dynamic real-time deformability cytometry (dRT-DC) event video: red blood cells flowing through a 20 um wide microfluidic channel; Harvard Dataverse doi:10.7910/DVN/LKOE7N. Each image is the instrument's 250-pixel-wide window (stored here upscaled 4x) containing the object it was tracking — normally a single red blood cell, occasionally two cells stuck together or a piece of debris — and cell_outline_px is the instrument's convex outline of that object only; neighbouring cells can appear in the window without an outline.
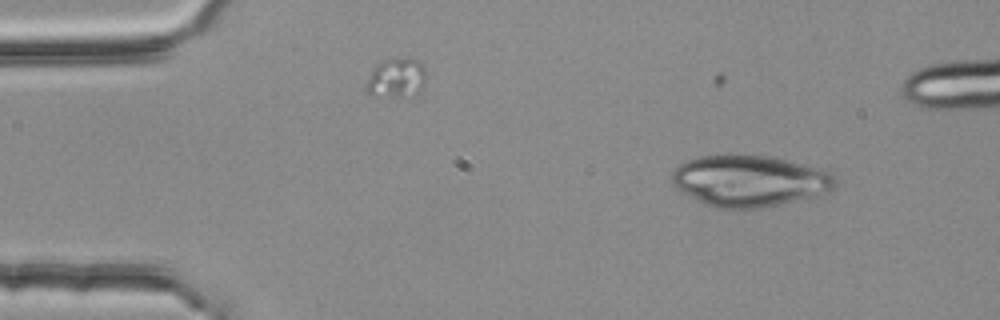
{"species": "common noctule bat (a hibernating species)", "species_latin": "Nyctalus noctula", "temperature_condition": "room temperature", "stored_images_in_passage": 6, "segment_of_instrument_passage": [1, 2], "camera_frame_rate_fps": 3000, "um_per_image_px": 0.085, "animal": {"sex": "female", "body_mass_g": 25.1}, "frame": {"image": 1, "passage_image": 1, "time_ms": 0.0, "image_size_px": [1000, 320], "cell_outline_px": [[840, 184], [832, 188], [812, 196], [776, 204], [756, 208], [716, 208], [704, 204], [680, 192], [672, 184], [672, 172], [680, 164], [688, 160], [700, 156], [764, 156], [784, 160], [820, 168], [832, 172], [836, 176]], "centroid_in_image_um": [63.68, 15.38], "position_along_channel_um": 21.3, "area_um2": 48.09}}